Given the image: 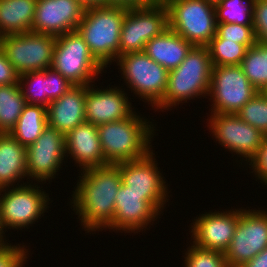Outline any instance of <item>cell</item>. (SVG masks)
Wrapping results in <instances>:
<instances>
[{
	"mask_svg": "<svg viewBox=\"0 0 267 267\" xmlns=\"http://www.w3.org/2000/svg\"><path fill=\"white\" fill-rule=\"evenodd\" d=\"M28 249L7 243L0 246V267H22L27 261Z\"/></svg>",
	"mask_w": 267,
	"mask_h": 267,
	"instance_id": "obj_34",
	"label": "cell"
},
{
	"mask_svg": "<svg viewBox=\"0 0 267 267\" xmlns=\"http://www.w3.org/2000/svg\"><path fill=\"white\" fill-rule=\"evenodd\" d=\"M95 87L94 84L86 85V122L99 126L125 119L135 112L133 111L135 109L131 107L132 103L128 100L127 93L120 87L112 86L109 89L108 86L106 89Z\"/></svg>",
	"mask_w": 267,
	"mask_h": 267,
	"instance_id": "obj_19",
	"label": "cell"
},
{
	"mask_svg": "<svg viewBox=\"0 0 267 267\" xmlns=\"http://www.w3.org/2000/svg\"><path fill=\"white\" fill-rule=\"evenodd\" d=\"M241 208L206 212L191 223L192 244L199 248L225 253L238 225ZM193 224V225H192Z\"/></svg>",
	"mask_w": 267,
	"mask_h": 267,
	"instance_id": "obj_16",
	"label": "cell"
},
{
	"mask_svg": "<svg viewBox=\"0 0 267 267\" xmlns=\"http://www.w3.org/2000/svg\"><path fill=\"white\" fill-rule=\"evenodd\" d=\"M253 28L257 41L267 44V0H254Z\"/></svg>",
	"mask_w": 267,
	"mask_h": 267,
	"instance_id": "obj_36",
	"label": "cell"
},
{
	"mask_svg": "<svg viewBox=\"0 0 267 267\" xmlns=\"http://www.w3.org/2000/svg\"><path fill=\"white\" fill-rule=\"evenodd\" d=\"M4 231H5V230H4V228H3V225H2V222H1V217H0V246L8 243V242H6V241H7V240H6V236L3 235V234H5ZM3 237H4L5 239H4ZM4 240H5V241H4Z\"/></svg>",
	"mask_w": 267,
	"mask_h": 267,
	"instance_id": "obj_42",
	"label": "cell"
},
{
	"mask_svg": "<svg viewBox=\"0 0 267 267\" xmlns=\"http://www.w3.org/2000/svg\"><path fill=\"white\" fill-rule=\"evenodd\" d=\"M257 92L240 65L212 66L210 113L236 114Z\"/></svg>",
	"mask_w": 267,
	"mask_h": 267,
	"instance_id": "obj_10",
	"label": "cell"
},
{
	"mask_svg": "<svg viewBox=\"0 0 267 267\" xmlns=\"http://www.w3.org/2000/svg\"><path fill=\"white\" fill-rule=\"evenodd\" d=\"M206 1H209V2H212V3H217V2H219L220 0H206Z\"/></svg>",
	"mask_w": 267,
	"mask_h": 267,
	"instance_id": "obj_44",
	"label": "cell"
},
{
	"mask_svg": "<svg viewBox=\"0 0 267 267\" xmlns=\"http://www.w3.org/2000/svg\"><path fill=\"white\" fill-rule=\"evenodd\" d=\"M160 214L149 201L143 199V194L135 193L121 184L115 199L114 219L106 229L138 233L146 230L149 224L153 225Z\"/></svg>",
	"mask_w": 267,
	"mask_h": 267,
	"instance_id": "obj_18",
	"label": "cell"
},
{
	"mask_svg": "<svg viewBox=\"0 0 267 267\" xmlns=\"http://www.w3.org/2000/svg\"><path fill=\"white\" fill-rule=\"evenodd\" d=\"M28 185H27V184ZM21 183L19 186L0 188V217L3 228H28L49 208V195L40 185ZM40 188V189H39ZM3 193V194H1Z\"/></svg>",
	"mask_w": 267,
	"mask_h": 267,
	"instance_id": "obj_8",
	"label": "cell"
},
{
	"mask_svg": "<svg viewBox=\"0 0 267 267\" xmlns=\"http://www.w3.org/2000/svg\"><path fill=\"white\" fill-rule=\"evenodd\" d=\"M267 248V210L241 209L238 225L225 259L228 267H241Z\"/></svg>",
	"mask_w": 267,
	"mask_h": 267,
	"instance_id": "obj_12",
	"label": "cell"
},
{
	"mask_svg": "<svg viewBox=\"0 0 267 267\" xmlns=\"http://www.w3.org/2000/svg\"><path fill=\"white\" fill-rule=\"evenodd\" d=\"M169 28L168 10L161 4L128 8L120 34V55L144 51L146 43Z\"/></svg>",
	"mask_w": 267,
	"mask_h": 267,
	"instance_id": "obj_11",
	"label": "cell"
},
{
	"mask_svg": "<svg viewBox=\"0 0 267 267\" xmlns=\"http://www.w3.org/2000/svg\"><path fill=\"white\" fill-rule=\"evenodd\" d=\"M97 128L107 165L141 159L152 151L150 141L156 127L136 111L125 119L101 124Z\"/></svg>",
	"mask_w": 267,
	"mask_h": 267,
	"instance_id": "obj_2",
	"label": "cell"
},
{
	"mask_svg": "<svg viewBox=\"0 0 267 267\" xmlns=\"http://www.w3.org/2000/svg\"><path fill=\"white\" fill-rule=\"evenodd\" d=\"M19 86L26 104L43 105L47 107L51 100L47 97V69L31 71L20 75Z\"/></svg>",
	"mask_w": 267,
	"mask_h": 267,
	"instance_id": "obj_30",
	"label": "cell"
},
{
	"mask_svg": "<svg viewBox=\"0 0 267 267\" xmlns=\"http://www.w3.org/2000/svg\"><path fill=\"white\" fill-rule=\"evenodd\" d=\"M26 157L27 147L9 133H0V188L19 186V181L28 179Z\"/></svg>",
	"mask_w": 267,
	"mask_h": 267,
	"instance_id": "obj_23",
	"label": "cell"
},
{
	"mask_svg": "<svg viewBox=\"0 0 267 267\" xmlns=\"http://www.w3.org/2000/svg\"><path fill=\"white\" fill-rule=\"evenodd\" d=\"M169 28L194 46H206L216 35L214 3L206 0H163Z\"/></svg>",
	"mask_w": 267,
	"mask_h": 267,
	"instance_id": "obj_5",
	"label": "cell"
},
{
	"mask_svg": "<svg viewBox=\"0 0 267 267\" xmlns=\"http://www.w3.org/2000/svg\"><path fill=\"white\" fill-rule=\"evenodd\" d=\"M152 150L141 159L130 160L116 164L121 173V182L131 191L143 194V199L149 201L159 212L168 202L169 192L160 173L158 163ZM163 176V177H162Z\"/></svg>",
	"mask_w": 267,
	"mask_h": 267,
	"instance_id": "obj_13",
	"label": "cell"
},
{
	"mask_svg": "<svg viewBox=\"0 0 267 267\" xmlns=\"http://www.w3.org/2000/svg\"><path fill=\"white\" fill-rule=\"evenodd\" d=\"M20 74L0 49V86L19 84Z\"/></svg>",
	"mask_w": 267,
	"mask_h": 267,
	"instance_id": "obj_38",
	"label": "cell"
},
{
	"mask_svg": "<svg viewBox=\"0 0 267 267\" xmlns=\"http://www.w3.org/2000/svg\"><path fill=\"white\" fill-rule=\"evenodd\" d=\"M84 8L106 6V0H77Z\"/></svg>",
	"mask_w": 267,
	"mask_h": 267,
	"instance_id": "obj_41",
	"label": "cell"
},
{
	"mask_svg": "<svg viewBox=\"0 0 267 267\" xmlns=\"http://www.w3.org/2000/svg\"><path fill=\"white\" fill-rule=\"evenodd\" d=\"M240 67L250 83L258 91H263L267 87V44L257 41L250 46Z\"/></svg>",
	"mask_w": 267,
	"mask_h": 267,
	"instance_id": "obj_27",
	"label": "cell"
},
{
	"mask_svg": "<svg viewBox=\"0 0 267 267\" xmlns=\"http://www.w3.org/2000/svg\"><path fill=\"white\" fill-rule=\"evenodd\" d=\"M211 73L212 63L208 48L194 46L183 62L169 71L166 92L154 110H172L170 108L184 101L187 103V100L208 96Z\"/></svg>",
	"mask_w": 267,
	"mask_h": 267,
	"instance_id": "obj_3",
	"label": "cell"
},
{
	"mask_svg": "<svg viewBox=\"0 0 267 267\" xmlns=\"http://www.w3.org/2000/svg\"><path fill=\"white\" fill-rule=\"evenodd\" d=\"M26 105L19 84L0 86V133H9Z\"/></svg>",
	"mask_w": 267,
	"mask_h": 267,
	"instance_id": "obj_26",
	"label": "cell"
},
{
	"mask_svg": "<svg viewBox=\"0 0 267 267\" xmlns=\"http://www.w3.org/2000/svg\"><path fill=\"white\" fill-rule=\"evenodd\" d=\"M78 177L70 205L79 215L80 224L87 233L106 230L114 219L115 199L122 184L119 167H92L82 170Z\"/></svg>",
	"mask_w": 267,
	"mask_h": 267,
	"instance_id": "obj_1",
	"label": "cell"
},
{
	"mask_svg": "<svg viewBox=\"0 0 267 267\" xmlns=\"http://www.w3.org/2000/svg\"><path fill=\"white\" fill-rule=\"evenodd\" d=\"M86 85H74L60 98L47 106V121L50 127L67 135L85 118Z\"/></svg>",
	"mask_w": 267,
	"mask_h": 267,
	"instance_id": "obj_21",
	"label": "cell"
},
{
	"mask_svg": "<svg viewBox=\"0 0 267 267\" xmlns=\"http://www.w3.org/2000/svg\"><path fill=\"white\" fill-rule=\"evenodd\" d=\"M163 0H106V6L125 8H147L161 4Z\"/></svg>",
	"mask_w": 267,
	"mask_h": 267,
	"instance_id": "obj_39",
	"label": "cell"
},
{
	"mask_svg": "<svg viewBox=\"0 0 267 267\" xmlns=\"http://www.w3.org/2000/svg\"><path fill=\"white\" fill-rule=\"evenodd\" d=\"M128 8L100 6L86 8L77 31L90 53L104 67L120 55L121 26Z\"/></svg>",
	"mask_w": 267,
	"mask_h": 267,
	"instance_id": "obj_4",
	"label": "cell"
},
{
	"mask_svg": "<svg viewBox=\"0 0 267 267\" xmlns=\"http://www.w3.org/2000/svg\"><path fill=\"white\" fill-rule=\"evenodd\" d=\"M261 92L267 97V87Z\"/></svg>",
	"mask_w": 267,
	"mask_h": 267,
	"instance_id": "obj_43",
	"label": "cell"
},
{
	"mask_svg": "<svg viewBox=\"0 0 267 267\" xmlns=\"http://www.w3.org/2000/svg\"><path fill=\"white\" fill-rule=\"evenodd\" d=\"M52 68L73 85L92 84L104 72L77 30L56 37Z\"/></svg>",
	"mask_w": 267,
	"mask_h": 267,
	"instance_id": "obj_7",
	"label": "cell"
},
{
	"mask_svg": "<svg viewBox=\"0 0 267 267\" xmlns=\"http://www.w3.org/2000/svg\"><path fill=\"white\" fill-rule=\"evenodd\" d=\"M126 86L148 105L156 106L166 92L169 71L144 51L119 55L115 61Z\"/></svg>",
	"mask_w": 267,
	"mask_h": 267,
	"instance_id": "obj_6",
	"label": "cell"
},
{
	"mask_svg": "<svg viewBox=\"0 0 267 267\" xmlns=\"http://www.w3.org/2000/svg\"><path fill=\"white\" fill-rule=\"evenodd\" d=\"M37 0H0V37L31 32Z\"/></svg>",
	"mask_w": 267,
	"mask_h": 267,
	"instance_id": "obj_24",
	"label": "cell"
},
{
	"mask_svg": "<svg viewBox=\"0 0 267 267\" xmlns=\"http://www.w3.org/2000/svg\"><path fill=\"white\" fill-rule=\"evenodd\" d=\"M185 256V267H228L223 252L199 248L194 244L188 247Z\"/></svg>",
	"mask_w": 267,
	"mask_h": 267,
	"instance_id": "obj_32",
	"label": "cell"
},
{
	"mask_svg": "<svg viewBox=\"0 0 267 267\" xmlns=\"http://www.w3.org/2000/svg\"><path fill=\"white\" fill-rule=\"evenodd\" d=\"M213 39L231 40L238 44H256L257 39L253 25L235 23H217Z\"/></svg>",
	"mask_w": 267,
	"mask_h": 267,
	"instance_id": "obj_33",
	"label": "cell"
},
{
	"mask_svg": "<svg viewBox=\"0 0 267 267\" xmlns=\"http://www.w3.org/2000/svg\"><path fill=\"white\" fill-rule=\"evenodd\" d=\"M193 47V44L168 28L148 41L144 52L166 70L171 71L183 62Z\"/></svg>",
	"mask_w": 267,
	"mask_h": 267,
	"instance_id": "obj_22",
	"label": "cell"
},
{
	"mask_svg": "<svg viewBox=\"0 0 267 267\" xmlns=\"http://www.w3.org/2000/svg\"><path fill=\"white\" fill-rule=\"evenodd\" d=\"M209 132L215 140L229 152L244 157L246 164L256 155L266 135L248 123L237 114L211 113L208 117Z\"/></svg>",
	"mask_w": 267,
	"mask_h": 267,
	"instance_id": "obj_14",
	"label": "cell"
},
{
	"mask_svg": "<svg viewBox=\"0 0 267 267\" xmlns=\"http://www.w3.org/2000/svg\"><path fill=\"white\" fill-rule=\"evenodd\" d=\"M236 114L267 136V97L261 91H258Z\"/></svg>",
	"mask_w": 267,
	"mask_h": 267,
	"instance_id": "obj_31",
	"label": "cell"
},
{
	"mask_svg": "<svg viewBox=\"0 0 267 267\" xmlns=\"http://www.w3.org/2000/svg\"><path fill=\"white\" fill-rule=\"evenodd\" d=\"M249 168L253 170L258 180H261V183L267 185V136L263 140L262 144L258 148L256 155L249 161Z\"/></svg>",
	"mask_w": 267,
	"mask_h": 267,
	"instance_id": "obj_37",
	"label": "cell"
},
{
	"mask_svg": "<svg viewBox=\"0 0 267 267\" xmlns=\"http://www.w3.org/2000/svg\"><path fill=\"white\" fill-rule=\"evenodd\" d=\"M241 267H267V248L263 249L253 259L244 263Z\"/></svg>",
	"mask_w": 267,
	"mask_h": 267,
	"instance_id": "obj_40",
	"label": "cell"
},
{
	"mask_svg": "<svg viewBox=\"0 0 267 267\" xmlns=\"http://www.w3.org/2000/svg\"><path fill=\"white\" fill-rule=\"evenodd\" d=\"M74 85L52 67L47 68V97L53 101L60 98Z\"/></svg>",
	"mask_w": 267,
	"mask_h": 267,
	"instance_id": "obj_35",
	"label": "cell"
},
{
	"mask_svg": "<svg viewBox=\"0 0 267 267\" xmlns=\"http://www.w3.org/2000/svg\"><path fill=\"white\" fill-rule=\"evenodd\" d=\"M66 157L70 156L79 168L106 166L98 136V128L90 122L77 125L65 136Z\"/></svg>",
	"mask_w": 267,
	"mask_h": 267,
	"instance_id": "obj_20",
	"label": "cell"
},
{
	"mask_svg": "<svg viewBox=\"0 0 267 267\" xmlns=\"http://www.w3.org/2000/svg\"><path fill=\"white\" fill-rule=\"evenodd\" d=\"M255 44H238L231 40L212 39L206 47L212 66L240 65L250 46Z\"/></svg>",
	"mask_w": 267,
	"mask_h": 267,
	"instance_id": "obj_29",
	"label": "cell"
},
{
	"mask_svg": "<svg viewBox=\"0 0 267 267\" xmlns=\"http://www.w3.org/2000/svg\"><path fill=\"white\" fill-rule=\"evenodd\" d=\"M47 125V107L26 104L9 134L21 145L28 147L41 136Z\"/></svg>",
	"mask_w": 267,
	"mask_h": 267,
	"instance_id": "obj_25",
	"label": "cell"
},
{
	"mask_svg": "<svg viewBox=\"0 0 267 267\" xmlns=\"http://www.w3.org/2000/svg\"><path fill=\"white\" fill-rule=\"evenodd\" d=\"M26 159L29 181L36 180L43 184V181L46 183V180L54 179L56 172L61 170V164L65 163V135L47 125L41 136L27 147Z\"/></svg>",
	"mask_w": 267,
	"mask_h": 267,
	"instance_id": "obj_15",
	"label": "cell"
},
{
	"mask_svg": "<svg viewBox=\"0 0 267 267\" xmlns=\"http://www.w3.org/2000/svg\"><path fill=\"white\" fill-rule=\"evenodd\" d=\"M214 7L216 23L253 25L254 0H220Z\"/></svg>",
	"mask_w": 267,
	"mask_h": 267,
	"instance_id": "obj_28",
	"label": "cell"
},
{
	"mask_svg": "<svg viewBox=\"0 0 267 267\" xmlns=\"http://www.w3.org/2000/svg\"><path fill=\"white\" fill-rule=\"evenodd\" d=\"M85 9L77 0H37L31 32L57 37L75 31Z\"/></svg>",
	"mask_w": 267,
	"mask_h": 267,
	"instance_id": "obj_17",
	"label": "cell"
},
{
	"mask_svg": "<svg viewBox=\"0 0 267 267\" xmlns=\"http://www.w3.org/2000/svg\"><path fill=\"white\" fill-rule=\"evenodd\" d=\"M56 36L33 32L0 37V49L21 75L52 67Z\"/></svg>",
	"mask_w": 267,
	"mask_h": 267,
	"instance_id": "obj_9",
	"label": "cell"
}]
</instances>
